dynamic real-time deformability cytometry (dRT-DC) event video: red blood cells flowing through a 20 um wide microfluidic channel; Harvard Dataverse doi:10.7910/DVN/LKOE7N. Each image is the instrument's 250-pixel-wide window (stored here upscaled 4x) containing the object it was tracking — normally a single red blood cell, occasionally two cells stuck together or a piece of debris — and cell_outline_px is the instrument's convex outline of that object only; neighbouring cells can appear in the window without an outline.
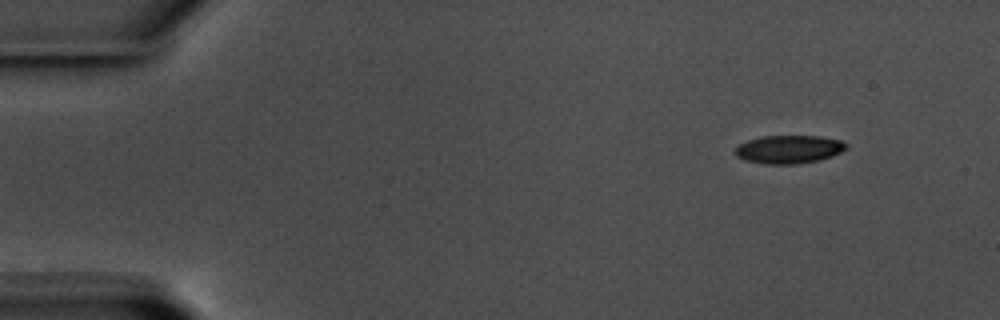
{"species": "common noctule bat (a hibernating species)", "species_latin": "Nyctalus noctula", "temperature_condition": "warm", "stored_images_in_passage": 53, "camera_frame_rate_fps": 3000, "um_per_image_px": 0.085, "animal": {"sex": "male", "body_mass_g": 17.5, "forearm_length_mm": 52.3}, "frame": {"image": 1, "passage_image": 1, "time_ms": 0.0, "image_size_px": [1000, 320], "cell_outline_px": [[848, 148], [832, 156], [820, 160], [796, 164], [764, 164], [744, 160], [736, 156], [736, 148], [740, 144], [748, 140], [760, 136], [820, 136], [840, 140], [848, 144]], "centroid_in_image_um": [67.07, 12.69], "position_along_channel_um": 17.9, "area_um2": 18.32}}
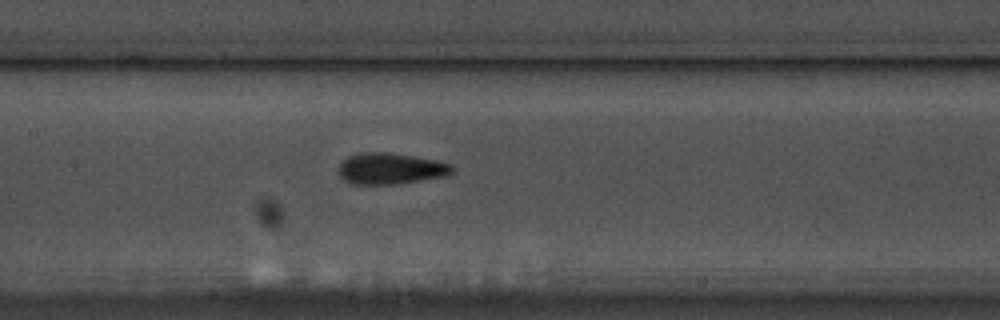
{"frame": {"image": 2, "passage_image": 23, "time_ms": 7.333, "image_size_px": [1000, 320], "cell_outline_px": [[456, 168], [452, 172], [444, 176], [396, 184], [352, 184], [344, 180], [340, 176], [340, 164], [348, 156], [364, 152], [384, 152], [412, 156], [436, 160], [452, 164]], "centroid_in_image_um": [33.21, 14.33], "position_along_channel_um": 174.2, "area_um2": 20.46}}
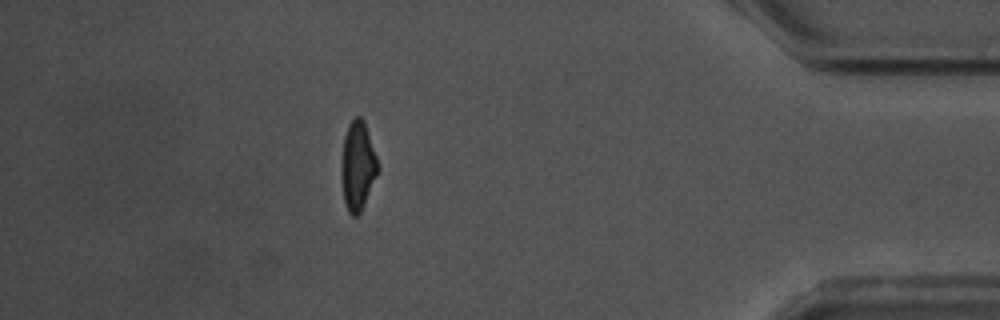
{"frame": {"image": 3, "passage_image": 46, "time_ms": 15.0, "image_size_px": [1000, 320], "cell_outline_px": [[380, 168], [364, 204], [360, 212], [356, 216], [352, 216], [348, 212], [344, 200], [340, 176], [340, 164], [344, 136], [348, 124], [356, 116], [360, 116], [364, 120]], "centroid_in_image_um": [30.38, 14.09], "position_along_channel_um": 404.8, "area_um2": 19.07}, "authors_computed_cell_mechanics": {"area_um2": 19.3052, "velocity_mm_per_s": 3.5755, "shape_relaxation_time_tau1_ms": 2.9491, "shape_relaxation_time_tau2_ms": 2.0265, "deformation_change_tau1": 0.1376, "deformation_change_tau2": 0.0956}}